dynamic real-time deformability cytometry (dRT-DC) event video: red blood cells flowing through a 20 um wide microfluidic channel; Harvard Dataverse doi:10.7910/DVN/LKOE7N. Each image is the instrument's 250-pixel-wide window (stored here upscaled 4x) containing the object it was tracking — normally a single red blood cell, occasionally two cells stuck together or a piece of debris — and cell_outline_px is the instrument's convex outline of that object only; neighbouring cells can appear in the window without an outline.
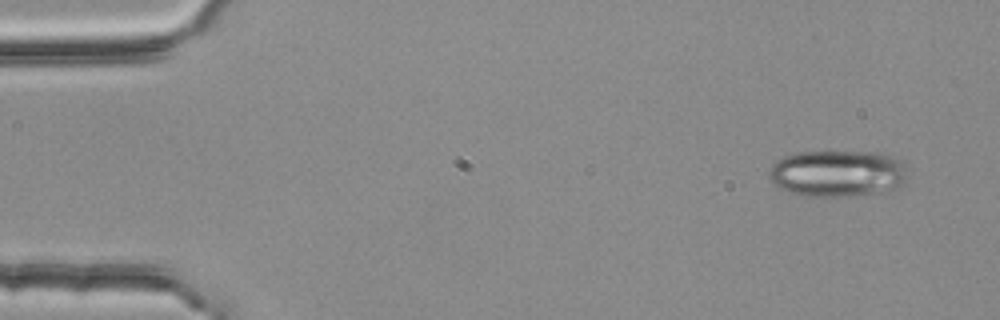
{"species": "common noctule bat (a hibernating species)", "species_latin": "Nyctalus noctula", "temperature_condition": "room temperature", "stored_images_in_passage": 51, "camera_frame_rate_fps": 3000, "um_per_image_px": 0.085, "animal": {"sex": "female", "body_mass_g": 25.1}, "frame": {"image": 1, "passage_image": 1, "time_ms": 0.0, "image_size_px": [1000, 320], "cell_outline_px": [[908, 180], [896, 188], [876, 192], [852, 196], [804, 196], [780, 188], [768, 176], [768, 172], [772, 164], [776, 160], [784, 156], [796, 152], [880, 152], [896, 156], [900, 160], [904, 168]], "centroid_in_image_um": [71.19, 14.72], "position_along_channel_um": 13.8, "area_um2": 37.69}}
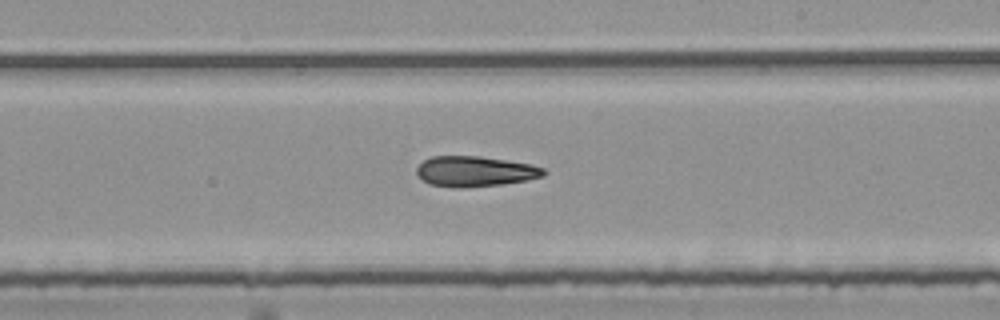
{"frame": {"image": 2, "passage_image": 29, "time_ms": 9.333, "image_size_px": [1000, 320], "cell_outline_px": [[548, 172], [544, 176], [524, 180], [500, 184], [464, 188], [460, 188], [428, 184], [416, 172], [416, 168], [424, 160], [432, 156], [480, 156], [528, 164], [544, 168]], "centroid_in_image_um": [40.36, 14.56], "position_along_channel_um": 248.6, "area_um2": 22.25}}
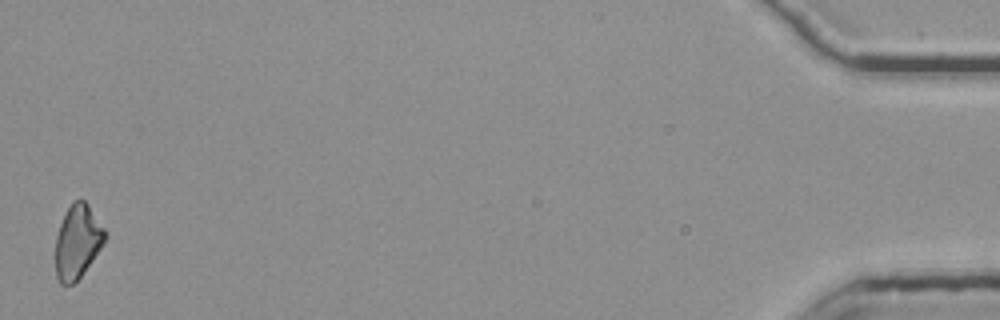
{"frame": {"image": 3, "passage_image": 51, "time_ms": 16.667, "image_size_px": [1000, 320], "cell_outline_px": [[104, 240], [100, 248], [92, 260], [80, 276], [72, 284], [60, 284], [56, 276], [56, 236], [60, 224], [72, 200], [84, 200], [88, 204], [104, 228]], "centroid_in_image_um": [6.56, 20.53], "position_along_channel_um": 428.6, "area_um2": 20.69}}